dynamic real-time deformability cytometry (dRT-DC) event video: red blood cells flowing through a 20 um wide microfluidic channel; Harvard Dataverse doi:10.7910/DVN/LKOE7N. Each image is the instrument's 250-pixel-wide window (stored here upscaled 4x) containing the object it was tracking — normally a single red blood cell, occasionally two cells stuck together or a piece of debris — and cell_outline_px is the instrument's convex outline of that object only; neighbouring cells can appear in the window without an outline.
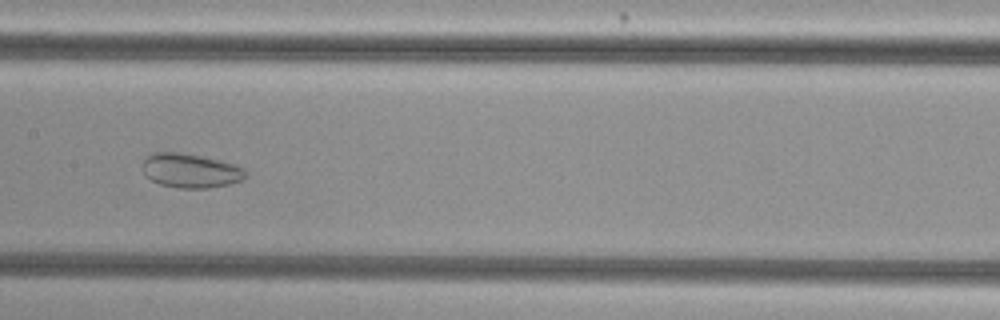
{"species": "common noctule bat (a hibernating species)", "species_latin": "Nyctalus noctula", "temperature_condition": "cold", "stored_images_in_passage": 54, "camera_frame_rate_fps": 3000, "um_per_image_px": 0.085, "animal": {"sex": "female", "body_mass_g": 29.2, "forearm_length_mm": 56.3}, "frame": {"image": 1, "passage_image": 28, "time_ms": 9.0, "image_size_px": [1000, 320], "cell_outline_px": [[248, 176], [240, 180], [228, 184], [208, 188], [180, 188], [160, 184], [144, 176], [144, 160], [152, 152], [176, 152], [204, 156], [232, 164], [244, 168], [248, 172]], "centroid_in_image_um": [16.2, 14.5], "position_along_channel_um": 191.2, "area_um2": 20.46}}
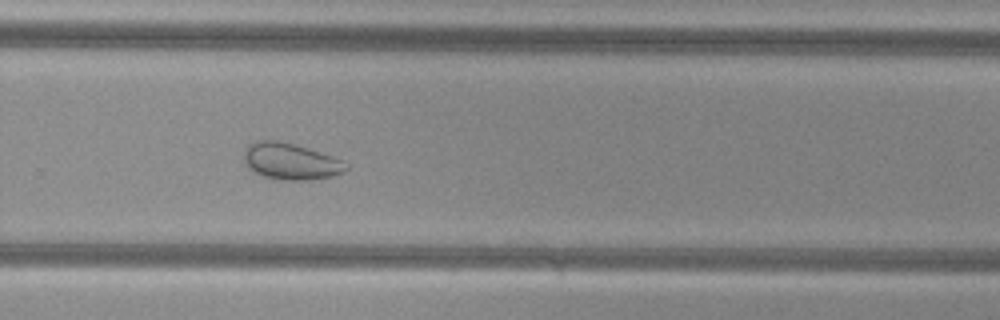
{"frame": {"image": 2, "passage_image": 37, "time_ms": 12.0, "image_size_px": [1000, 320], "cell_outline_px": [[348, 168], [344, 172], [332, 176], [304, 180], [284, 180], [264, 176], [248, 168], [244, 164], [244, 152], [248, 144], [256, 140], [276, 140], [296, 144], [332, 156], [348, 164]], "centroid_in_image_um": [24.68, 13.7], "position_along_channel_um": 305.1, "area_um2": 21.68}}
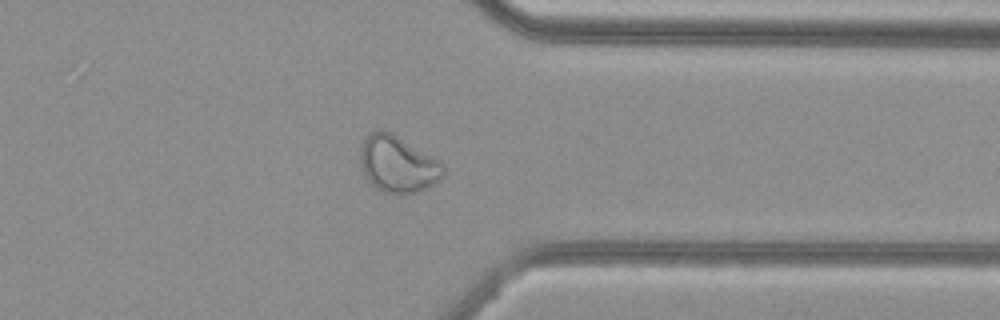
{"frame": {"image": 3, "passage_image": 43, "time_ms": 14.0, "image_size_px": [1000, 320], "cell_outline_px": [[444, 176], [440, 180], [420, 192], [384, 192], [376, 188], [364, 176], [360, 168], [360, 148], [368, 132], [392, 132], [440, 160], [444, 164]], "centroid_in_image_um": [33.82, 13.95], "position_along_channel_um": 377.6, "area_um2": 27.4}, "authors_computed_cell_mechanics": {"area_um2": 29.6225, "velocity_mm_per_s": 3.8014, "shape_relaxation_time_tau1_ms": 0.9741, "shape_relaxation_time_tau2_ms": 2.3286, "deformation_change_tau1": null, "deformation_change_tau2": 0.0685}}